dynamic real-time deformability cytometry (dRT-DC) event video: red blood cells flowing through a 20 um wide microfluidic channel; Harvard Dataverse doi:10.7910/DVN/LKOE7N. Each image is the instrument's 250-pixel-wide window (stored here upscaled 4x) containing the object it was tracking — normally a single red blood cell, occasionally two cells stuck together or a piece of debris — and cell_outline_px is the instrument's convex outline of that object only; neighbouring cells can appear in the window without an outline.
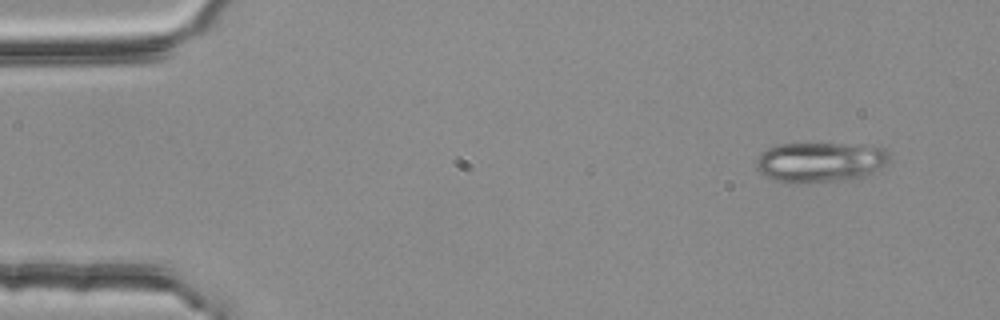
{"species": "common noctule bat (a hibernating species)", "species_latin": "Nyctalus noctula", "temperature_condition": "room temperature", "stored_images_in_passage": 3, "segment_of_instrument_passage": [2, 2], "camera_frame_rate_fps": 3000, "um_per_image_px": 0.085, "animal": {"sex": "female", "body_mass_g": 25.1}, "frame": {"image": 1, "passage_image": 3, "time_ms": 0.667, "image_size_px": [1000, 320], "cell_outline_px": [[888, 160], [880, 168], [868, 176], [848, 180], [804, 184], [788, 184], [772, 180], [764, 176], [756, 168], [756, 160], [768, 148], [776, 144], [872, 144], [884, 148], [888, 152]], "centroid_in_image_um": [69.72, 13.8], "position_along_channel_um": 15.3, "area_um2": 31.85}}